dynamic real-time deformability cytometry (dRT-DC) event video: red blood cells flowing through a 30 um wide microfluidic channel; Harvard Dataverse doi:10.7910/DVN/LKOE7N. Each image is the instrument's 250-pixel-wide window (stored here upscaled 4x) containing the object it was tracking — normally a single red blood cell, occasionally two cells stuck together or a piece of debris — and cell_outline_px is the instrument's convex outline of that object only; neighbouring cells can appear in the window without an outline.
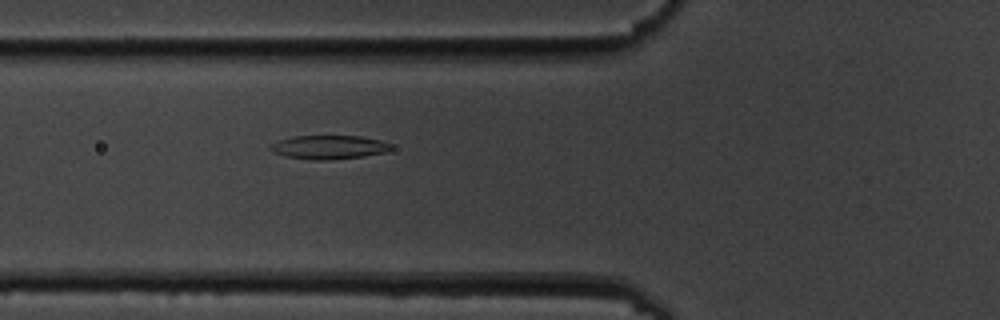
{"species": "common noctule bat (a hibernating species)", "species_latin": "Nyctalus noctula", "temperature_condition": "cold", "stored_images_in_passage": 3, "camera_frame_rate_fps": 3000, "um_per_image_px": 0.085, "animal": {"sex": "male", "body_mass_g": 19.5, "forearm_length_mm": 54.6}, "frame": {"image": 1, "passage_image": 3, "time_ms": 2.333, "image_size_px": [1000, 320], "cell_outline_px": [[392, 148], [388, 152], [364, 156], [332, 160], [312, 160], [284, 156], [272, 152], [268, 148], [272, 144], [280, 140], [292, 136], [360, 136], [380, 140], [392, 144]], "centroid_in_image_um": [27.97, 12.52], "position_along_channel_um": 97.8, "area_um2": 16.88}}